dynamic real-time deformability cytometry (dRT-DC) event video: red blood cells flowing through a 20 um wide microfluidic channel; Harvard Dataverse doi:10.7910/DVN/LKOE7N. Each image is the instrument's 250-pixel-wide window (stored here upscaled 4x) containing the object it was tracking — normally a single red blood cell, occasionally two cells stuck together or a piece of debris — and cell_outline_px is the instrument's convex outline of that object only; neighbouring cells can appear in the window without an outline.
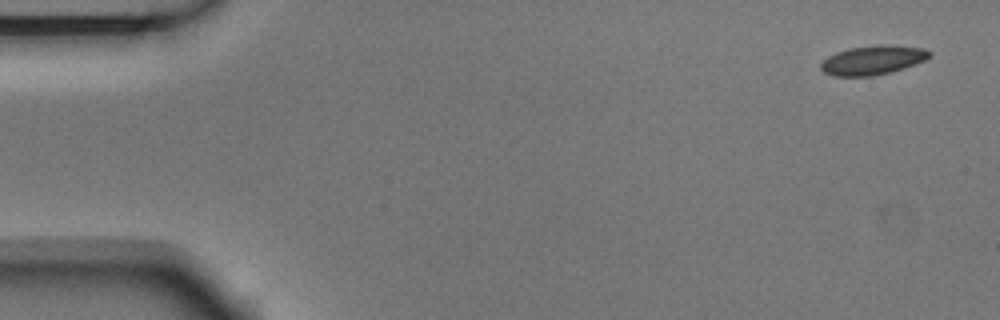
{"species": "Egyptian fruit bat (a non-hibernating species)", "species_latin": "Rousettus aegyptiacus", "temperature_condition": "room temperature", "stored_images_in_passage": 5, "camera_frame_rate_fps": 3000, "um_per_image_px": 0.085, "animal": {"sex": "male"}, "frame": {"image": 1, "passage_image": 1, "time_ms": 0.0, "image_size_px": [1000, 320], "cell_outline_px": [[932, 56], [924, 60], [904, 68], [892, 72], [872, 76], [832, 76], [824, 72], [820, 68], [820, 64], [828, 56], [836, 52], [848, 48], [880, 44], [892, 44], [924, 48], [932, 52]], "centroid_in_image_um": [74.2, 5.1], "position_along_channel_um": 10.8, "area_um2": 18.73}}
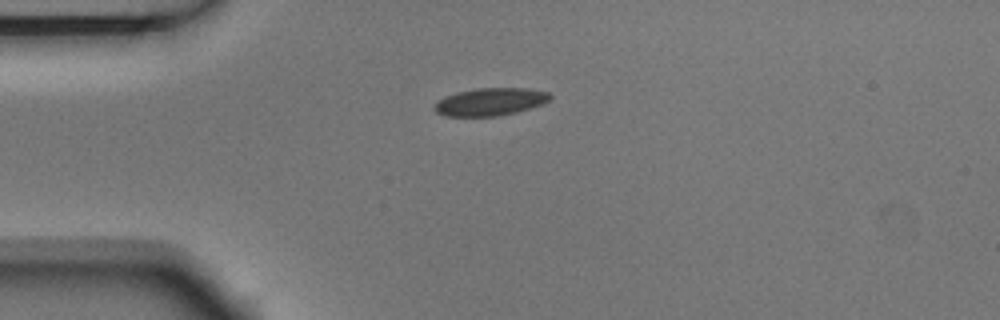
{"frame": {"image": 2, "passage_image": 4, "time_ms": 1.0, "image_size_px": [1000, 320], "cell_outline_px": [[552, 100], [516, 112], [496, 116], [444, 116], [436, 112], [432, 108], [440, 100], [456, 92], [476, 88], [524, 88], [548, 92], [552, 96]], "centroid_in_image_um": [41.67, 8.65], "position_along_channel_um": 43.3, "area_um2": 18.44}}